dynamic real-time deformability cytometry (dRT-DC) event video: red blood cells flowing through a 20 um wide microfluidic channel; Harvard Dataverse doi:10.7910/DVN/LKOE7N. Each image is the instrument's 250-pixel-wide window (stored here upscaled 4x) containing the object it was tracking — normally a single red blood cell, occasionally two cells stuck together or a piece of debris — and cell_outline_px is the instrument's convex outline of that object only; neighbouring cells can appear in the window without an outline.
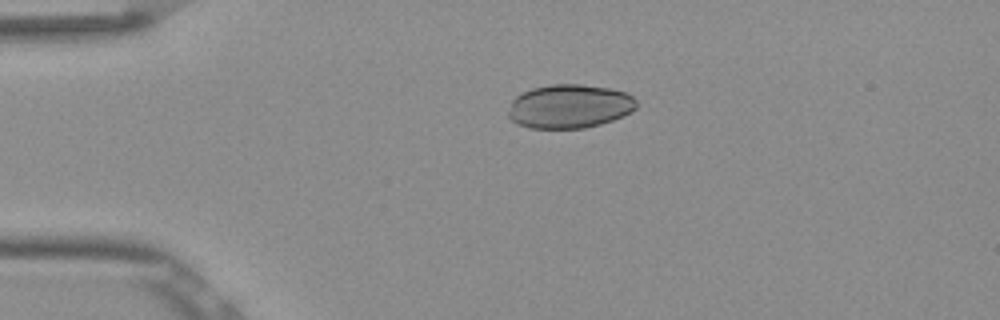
{"species": "Egyptian fruit bat (a non-hibernating species)", "species_latin": "Rousettus aegyptiacus", "temperature_condition": "room temperature", "stored_images_in_passage": 42, "camera_frame_rate_fps": 3000, "um_per_image_px": 0.085, "frame": {"image": 1, "passage_image": 1, "time_ms": 0.0, "image_size_px": [1000, 320], "cell_outline_px": [[636, 108], [632, 112], [624, 116], [600, 124], [584, 128], [532, 128], [516, 124], [508, 116], [508, 112], [512, 100], [516, 96], [532, 88], [552, 84], [580, 84], [608, 88], [628, 92], [636, 100]], "centroid_in_image_um": [48.42, 9.04], "position_along_channel_um": 36.6, "area_um2": 32.83}}
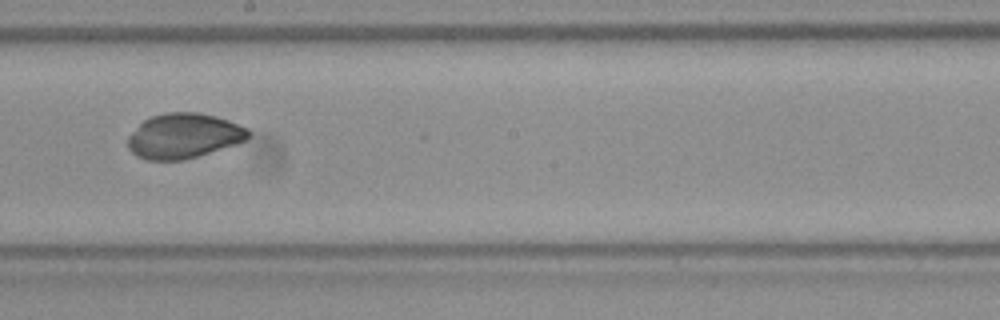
{"frame": {"image": 2, "passage_image": 19, "time_ms": 6.0, "image_size_px": [1000, 320], "cell_outline_px": [[252, 136], [236, 144], [184, 160], [144, 160], [136, 156], [128, 148], [128, 136], [144, 120], [152, 116], [164, 112], [200, 112], [216, 116], [228, 120], [248, 128], [252, 132]], "centroid_in_image_um": [15.63, 11.54], "position_along_channel_um": 232.6, "area_um2": 31.73}}
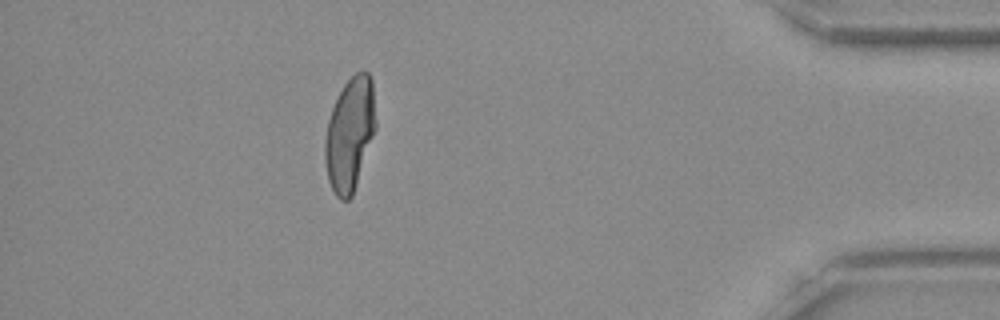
{"frame": {"image": 3, "passage_image": 36, "time_ms": 11.667, "image_size_px": [1000, 320], "cell_outline_px": [[376, 128], [352, 196], [348, 200], [340, 200], [336, 196], [328, 180], [324, 160], [324, 140], [328, 120], [332, 108], [344, 84], [356, 72], [368, 72], [372, 80], [376, 120]], "centroid_in_image_um": [29.72, 11.41], "position_along_channel_um": 405.5, "area_um2": 33.41}}